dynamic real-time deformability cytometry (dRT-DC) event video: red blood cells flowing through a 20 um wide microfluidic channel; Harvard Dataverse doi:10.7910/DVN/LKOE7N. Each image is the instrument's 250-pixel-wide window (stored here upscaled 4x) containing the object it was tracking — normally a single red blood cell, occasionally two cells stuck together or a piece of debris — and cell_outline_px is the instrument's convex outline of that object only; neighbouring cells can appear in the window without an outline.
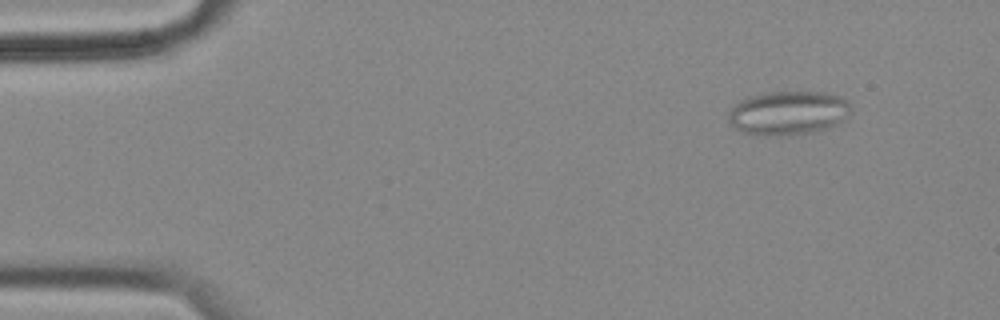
{"species": "common noctule bat (a hibernating species)", "species_latin": "Nyctalus noctula", "temperature_condition": "cold", "stored_images_in_passage": 56, "camera_frame_rate_fps": 3000, "um_per_image_px": 0.085, "animal": {"sex": "female", "body_mass_g": 18.4}, "frame": {"image": 1, "passage_image": 6, "time_ms": 1.667, "image_size_px": [1000, 320], "cell_outline_px": [[848, 116], [840, 124], [828, 128], [812, 132], [788, 136], [764, 136], [744, 132], [728, 124], [728, 112], [740, 100], [748, 96], [764, 92], [828, 92], [840, 96], [848, 104]], "centroid_in_image_um": [66.97, 9.61], "position_along_channel_um": 18.0, "area_um2": 31.67}}
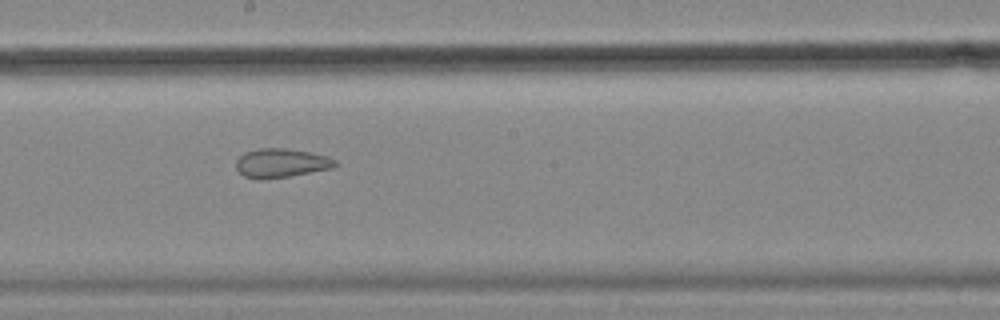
{"frame": {"image": 2, "passage_image": 31, "time_ms": 10.0, "image_size_px": [1000, 320], "cell_outline_px": [[340, 164], [332, 168], [288, 176], [260, 180], [244, 176], [236, 168], [236, 160], [244, 152], [260, 148], [288, 148], [328, 156], [336, 160]], "centroid_in_image_um": [23.9, 13.85], "position_along_channel_um": 224.3, "area_um2": 16.76}}
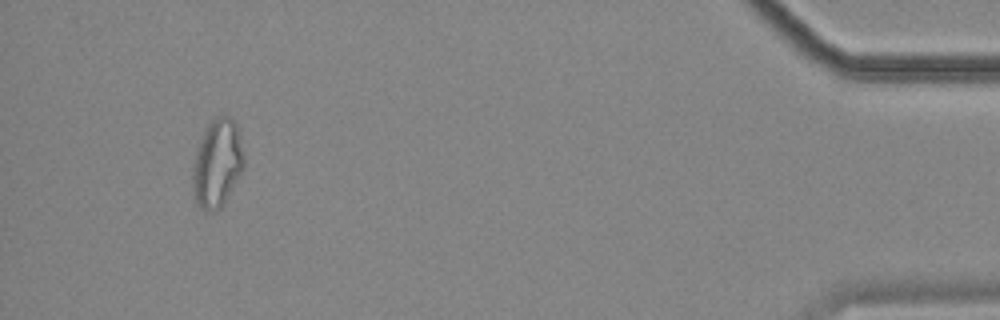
{"frame": {"image": 3, "passage_image": 53, "time_ms": 17.333, "image_size_px": [1000, 320], "cell_outline_px": [[244, 168], [220, 208], [212, 212], [208, 212], [200, 208], [196, 200], [192, 180], [192, 168], [196, 148], [204, 128], [216, 116], [232, 116], [236, 124], [240, 136], [244, 152]], "centroid_in_image_um": [18.46, 13.84], "position_along_channel_um": 416.7, "area_um2": 26.47}, "authors_computed_cell_mechanics": {"area_um2": 22.831, "velocity_mm_per_s": 3.5672, "shape_relaxation_time_tau1_ms": null, "shape_relaxation_time_tau2_ms": 2.4527, "deformation_change_tau1": null, "deformation_change_tau2": 0.1063}}